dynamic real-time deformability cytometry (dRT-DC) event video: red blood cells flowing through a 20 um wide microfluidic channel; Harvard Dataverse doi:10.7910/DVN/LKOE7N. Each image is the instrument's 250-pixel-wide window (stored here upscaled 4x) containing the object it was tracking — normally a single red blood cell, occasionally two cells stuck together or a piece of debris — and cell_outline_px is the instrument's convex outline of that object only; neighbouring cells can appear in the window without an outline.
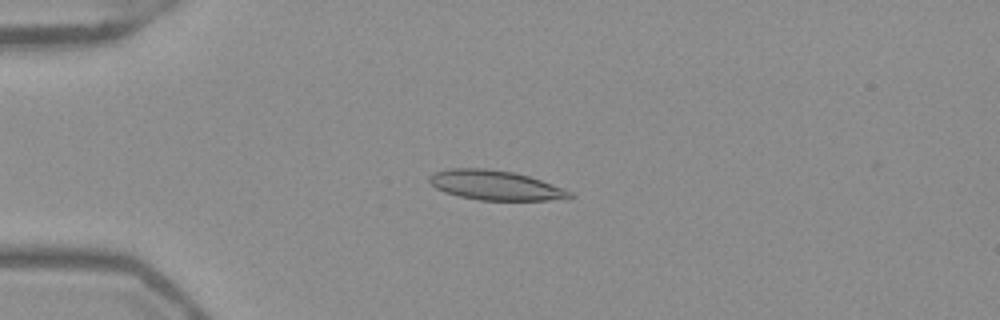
{"species": "Egyptian fruit bat (a non-hibernating species)", "species_latin": "Rousettus aegyptiacus", "temperature_condition": "warm", "stored_images_in_passage": 49, "camera_frame_rate_fps": 3000, "um_per_image_px": 0.085, "frame": {"image": 1, "passage_image": 10, "time_ms": 3.0, "image_size_px": [1000, 320], "cell_outline_px": [[576, 196], [548, 200], [480, 200], [460, 196], [444, 192], [436, 188], [428, 180], [428, 176], [432, 172], [448, 168], [484, 168], [512, 172], [528, 176], [564, 188], [572, 192]], "centroid_in_image_um": [42.06, 15.74], "position_along_channel_um": 42.9, "area_um2": 24.16}}
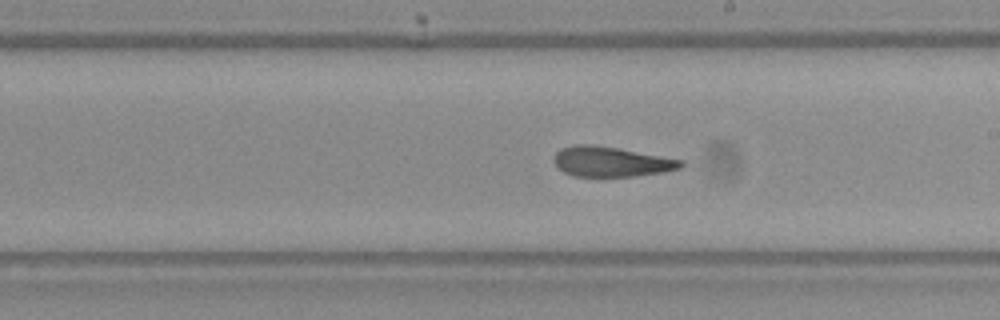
{"frame": {"image": 2, "passage_image": 27, "time_ms": 8.667, "image_size_px": [1000, 320], "cell_outline_px": [[684, 164], [680, 168], [664, 172], [636, 176], [572, 176], [564, 172], [552, 160], [552, 156], [560, 148], [572, 144], [592, 144], [620, 148], [684, 160]], "centroid_in_image_um": [51.93, 13.73], "position_along_channel_um": 237.1, "area_um2": 22.48}}
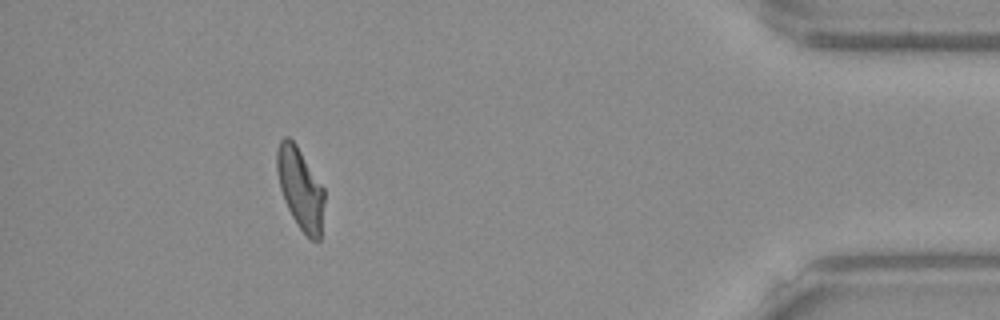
{"frame": {"image": 3, "passage_image": 44, "time_ms": 14.333, "image_size_px": [1000, 320], "cell_outline_px": [[324, 204], [320, 240], [312, 240], [296, 224], [284, 200], [280, 188], [276, 172], [276, 152], [280, 140], [284, 136], [288, 136], [296, 144], [324, 188]], "centroid_in_image_um": [25.51, 16.0], "position_along_channel_um": 409.7, "area_um2": 22.48}, "authors_computed_cell_mechanics": {"area_um2": 23.1778, "velocity_mm_per_s": 3.9427, "shape_relaxation_time_tau1_ms": null, "shape_relaxation_time_tau2_ms": 2.9179, "deformation_change_tau1": null, "deformation_change_tau2": 0.1196}}